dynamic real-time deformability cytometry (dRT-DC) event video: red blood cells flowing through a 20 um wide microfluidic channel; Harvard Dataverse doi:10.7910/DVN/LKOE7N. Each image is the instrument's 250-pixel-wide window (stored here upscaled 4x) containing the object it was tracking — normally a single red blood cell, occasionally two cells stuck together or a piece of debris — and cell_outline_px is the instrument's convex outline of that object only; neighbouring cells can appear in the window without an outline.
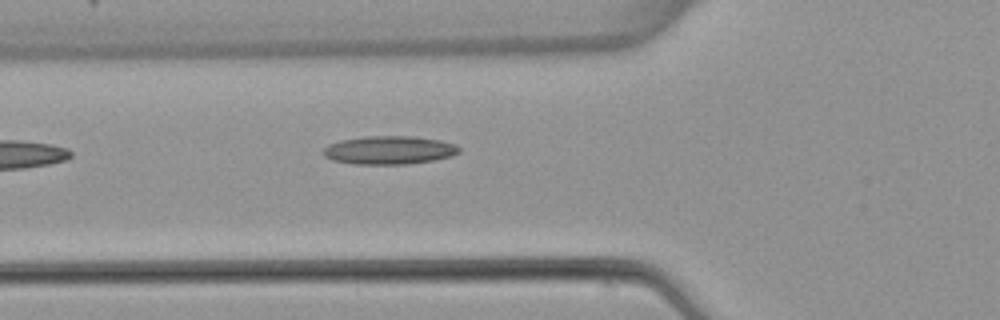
{"species": "common noctule bat (a hibernating species)", "species_latin": "Nyctalus noctula", "temperature_condition": "warm", "stored_images_in_passage": 5, "camera_frame_rate_fps": 3000, "um_per_image_px": 0.085, "animal": {"sex": "female", "body_mass_g": 22.7, "forearm_length_mm": 54.2}, "frame": {"image": 1, "passage_image": 5, "time_ms": 5.0, "image_size_px": [1000, 320], "cell_outline_px": [[460, 152], [452, 156], [432, 160], [408, 164], [352, 164], [332, 160], [324, 156], [320, 152], [328, 144], [340, 140], [364, 136], [412, 136], [440, 140], [456, 144], [460, 148]], "centroid_in_image_um": [33.05, 12.76], "position_along_channel_um": 92.8, "area_um2": 22.66}}